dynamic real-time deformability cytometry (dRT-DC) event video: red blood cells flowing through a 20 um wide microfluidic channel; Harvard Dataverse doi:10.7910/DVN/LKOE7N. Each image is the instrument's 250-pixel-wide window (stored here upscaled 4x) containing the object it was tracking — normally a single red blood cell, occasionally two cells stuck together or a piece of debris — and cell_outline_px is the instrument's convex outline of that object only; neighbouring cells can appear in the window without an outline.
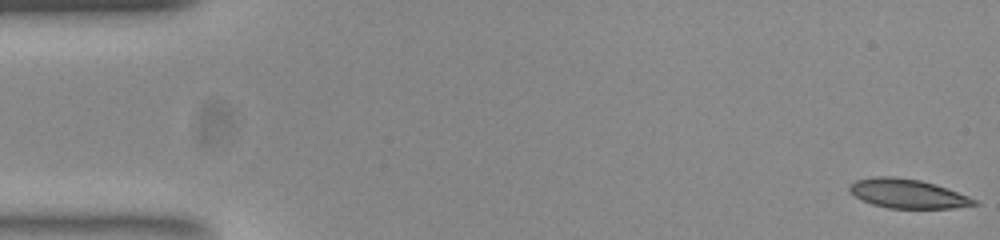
{"species": "common noctule bat (a hibernating species)", "species_latin": "Nyctalus noctula", "temperature_condition": "room temperature", "stored_images_in_passage": 14, "camera_frame_rate_fps": 3000, "um_per_image_px": 0.085, "animal": {"sex": "female", "body_mass_g": 23.0, "forearm_length_mm": 53.4}, "frame": {"image": 1, "passage_image": 1, "time_ms": 0.0, "image_size_px": [1000, 240], "cell_outline_px": [[980, 204], [956, 208], [888, 208], [872, 204], [856, 196], [848, 188], [848, 184], [856, 180], [876, 176], [896, 176], [920, 180], [968, 196], [976, 200]], "centroid_in_image_um": [77.13, 16.46], "position_along_channel_um": 7.9, "area_um2": 20.92}}
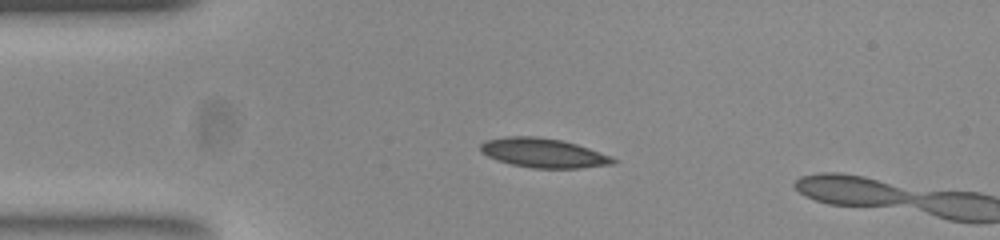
{"frame": {"image": 2, "passage_image": 12, "time_ms": 3.667, "image_size_px": [1000, 240], "cell_outline_px": [[616, 164], [580, 168], [532, 168], [512, 164], [496, 160], [480, 152], [480, 144], [484, 140], [508, 136], [536, 136], [560, 140], [576, 144], [612, 156], [616, 160]], "centroid_in_image_um": [46.17, 13.0], "position_along_channel_um": 38.8, "area_um2": 22.72}}